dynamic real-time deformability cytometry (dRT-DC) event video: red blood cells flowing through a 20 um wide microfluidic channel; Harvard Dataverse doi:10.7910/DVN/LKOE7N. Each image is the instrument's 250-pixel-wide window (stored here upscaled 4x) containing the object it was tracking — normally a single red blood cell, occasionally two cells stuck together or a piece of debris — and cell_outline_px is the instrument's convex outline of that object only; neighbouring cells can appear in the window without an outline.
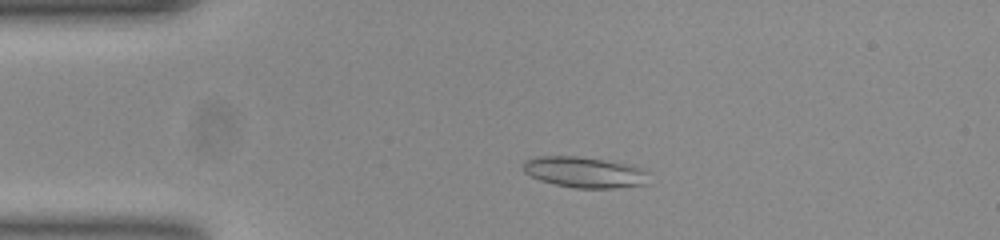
{"species": "common noctule bat (a hibernating species)", "species_latin": "Nyctalus noctula", "temperature_condition": "room temperature", "stored_images_in_passage": 50, "camera_frame_rate_fps": 3000, "um_per_image_px": 0.085, "animal": {"sex": "female", "body_mass_g": 23.0, "forearm_length_mm": 53.4}, "frame": {"image": 1, "passage_image": 8, "time_ms": 2.333, "image_size_px": [1000, 240], "cell_outline_px": [[644, 172], [640, 184], [608, 188], [576, 188], [556, 184], [540, 180], [524, 172], [524, 164], [528, 160], [540, 156], [576, 156], [604, 160], [624, 164], [640, 168]], "centroid_in_image_um": [49.54, 14.63], "position_along_channel_um": 35.5, "area_um2": 21.44}}
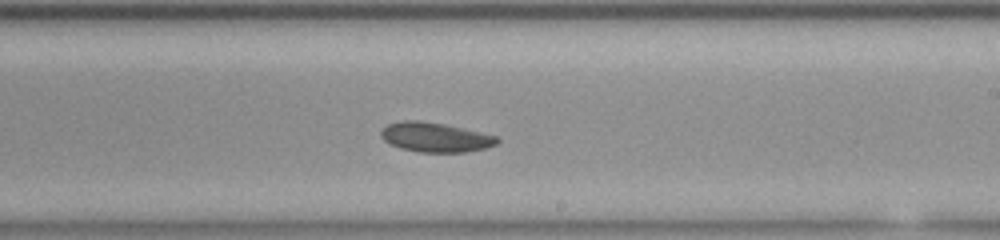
{"frame": {"image": 2, "passage_image": 28, "time_ms": 9.0, "image_size_px": [1000, 240], "cell_outline_px": [[500, 140], [496, 144], [484, 148], [464, 152], [420, 152], [400, 148], [384, 140], [380, 136], [380, 132], [388, 124], [404, 120], [420, 120], [444, 124], [496, 136]], "centroid_in_image_um": [36.97, 11.66], "position_along_channel_um": 252.0, "area_um2": 19.71}}
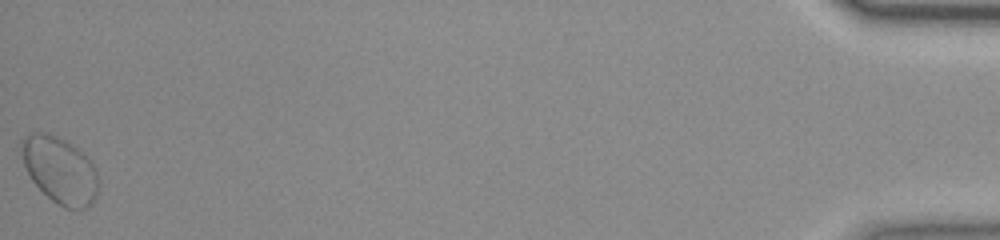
{"frame": {"image": 3, "passage_image": 50, "time_ms": 16.333, "image_size_px": [1000, 240], "cell_outline_px": [[96, 192], [92, 200], [84, 208], [64, 208], [52, 200], [32, 180], [24, 164], [20, 140], [24, 136], [32, 132], [48, 132], [64, 140], [76, 148], [92, 164], [96, 172]], "centroid_in_image_um": [5.03, 14.42], "position_along_channel_um": 430.2, "area_um2": 28.9}, "authors_computed_cell_mechanics": {"area_um2": 19.8543, "velocity_mm_per_s": 3.8177, "shape_relaxation_time_tau1_ms": 4.5591, "shape_relaxation_time_tau2_ms": null, "deformation_change_tau1": 0.1069, "deformation_change_tau2": null}}